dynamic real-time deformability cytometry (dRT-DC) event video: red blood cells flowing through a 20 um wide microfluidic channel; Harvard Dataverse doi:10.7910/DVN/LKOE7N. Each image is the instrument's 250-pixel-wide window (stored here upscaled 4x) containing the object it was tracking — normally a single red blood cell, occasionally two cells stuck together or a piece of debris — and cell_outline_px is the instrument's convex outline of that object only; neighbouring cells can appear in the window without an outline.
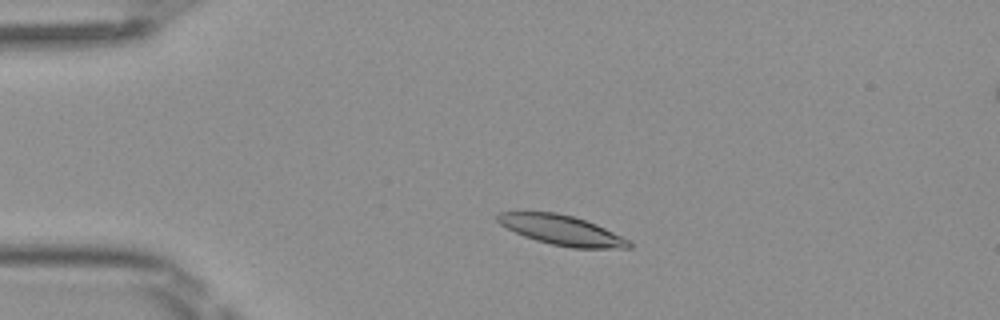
{"species": "Egyptian fruit bat (a non-hibernating species)", "species_latin": "Rousettus aegyptiacus", "temperature_condition": "room temperature", "stored_images_in_passage": 46, "camera_frame_rate_fps": 3000, "um_per_image_px": 0.085, "frame": {"image": 1, "passage_image": 7, "time_ms": 2.0, "image_size_px": [1000, 320], "cell_outline_px": [[632, 248], [572, 248], [552, 244], [536, 240], [524, 236], [500, 224], [496, 220], [496, 216], [500, 212], [556, 212], [572, 216], [596, 224], [628, 240], [632, 244]], "centroid_in_image_um": [47.73, 19.56], "position_along_channel_um": 37.3, "area_um2": 22.48}}
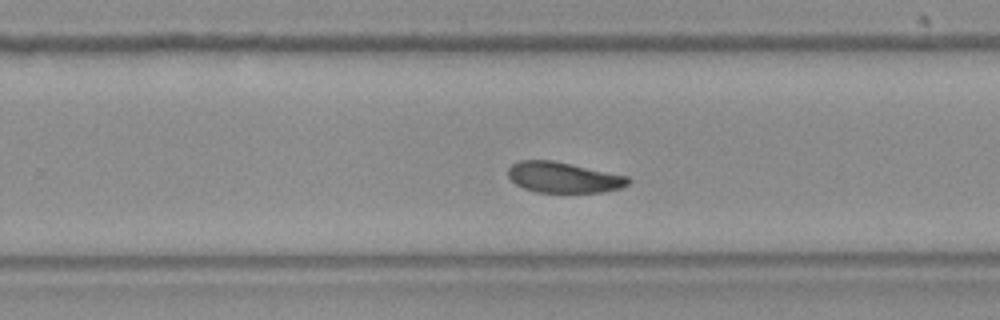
{"frame": {"image": 2, "passage_image": 28, "time_ms": 9.0, "image_size_px": [1000, 320], "cell_outline_px": [[632, 180], [628, 184], [620, 188], [604, 192], [536, 192], [524, 188], [516, 184], [508, 176], [508, 168], [512, 164], [520, 160], [552, 160], [628, 176]], "centroid_in_image_um": [47.9, 15.08], "position_along_channel_um": 281.9, "area_um2": 21.39}}
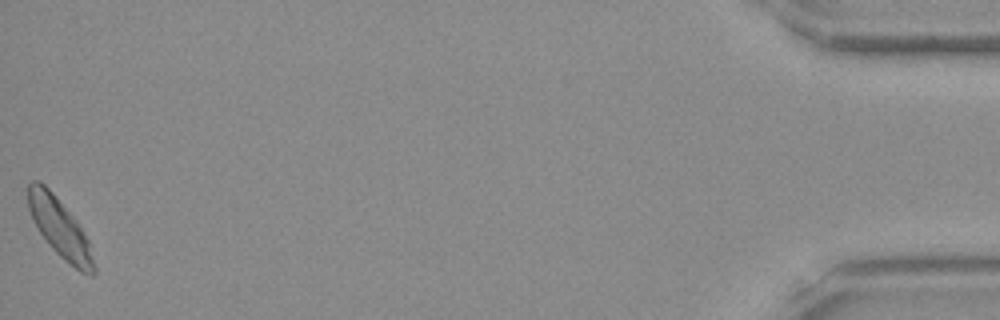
{"frame": {"image": 3, "passage_image": 46, "time_ms": 15.0, "image_size_px": [1000, 320], "cell_outline_px": [[96, 272], [92, 276], [80, 272], [64, 260], [52, 248], [40, 232], [28, 208], [28, 184], [32, 180], [40, 180], [52, 192], [76, 220], [88, 240], [96, 268]], "centroid_in_image_um": [5.1, 19.39], "position_along_channel_um": 430.1, "area_um2": 22.2}, "authors_computed_cell_mechanics": {"area_um2": 22.253, "velocity_mm_per_s": 4.0409, "shape_relaxation_time_tau1_ms": 7.3075, "shape_relaxation_time_tau2_ms": null, "deformation_change_tau1": 0.1647, "deformation_change_tau2": null}}